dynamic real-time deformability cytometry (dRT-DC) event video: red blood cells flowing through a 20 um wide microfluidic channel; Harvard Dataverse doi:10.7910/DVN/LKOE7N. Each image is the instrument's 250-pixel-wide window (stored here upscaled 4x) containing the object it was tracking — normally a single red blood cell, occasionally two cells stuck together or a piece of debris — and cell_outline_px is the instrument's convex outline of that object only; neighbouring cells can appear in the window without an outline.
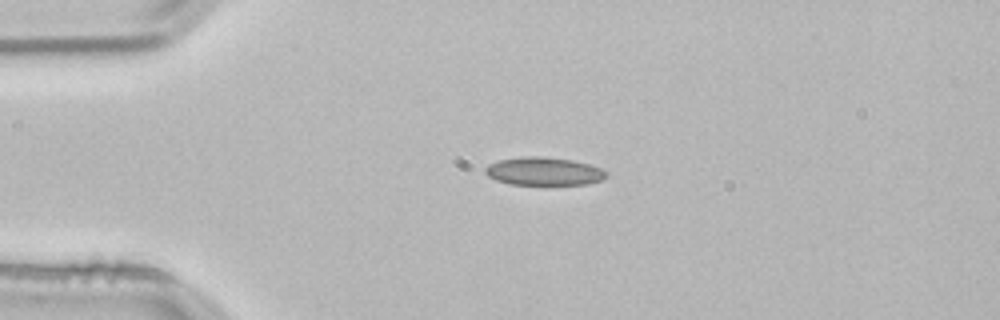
{"species": "common noctule bat (a hibernating species)", "species_latin": "Nyctalus noctula", "temperature_condition": "room temperature", "stored_images_in_passage": 3, "camera_frame_rate_fps": 3000, "um_per_image_px": 0.085, "animal": {"sex": "male", "body_mass_g": 21.5, "forearm_length_mm": 52.0}, "frame": {"image": 1, "passage_image": 3, "time_ms": 0.667, "image_size_px": [1000, 320], "cell_outline_px": [[608, 176], [604, 180], [588, 184], [508, 184], [496, 180], [488, 176], [484, 172], [484, 168], [488, 164], [500, 160], [520, 156], [544, 156], [572, 160], [588, 164], [600, 168], [608, 172]], "centroid_in_image_um": [46.23, 14.55], "position_along_channel_um": 38.8, "area_um2": 20.0}}